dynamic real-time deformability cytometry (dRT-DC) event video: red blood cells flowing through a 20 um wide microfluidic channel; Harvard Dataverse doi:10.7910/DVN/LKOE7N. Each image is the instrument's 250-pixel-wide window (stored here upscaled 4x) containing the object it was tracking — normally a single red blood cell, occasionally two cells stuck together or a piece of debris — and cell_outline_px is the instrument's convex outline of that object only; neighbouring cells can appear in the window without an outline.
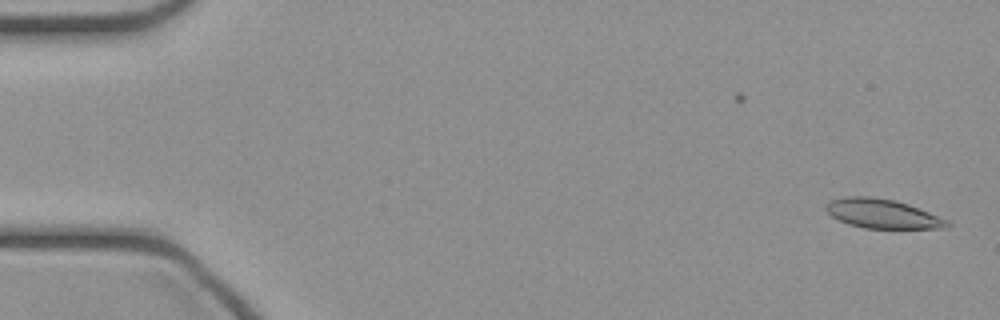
{"species": "common noctule bat (a hibernating species)", "species_latin": "Nyctalus noctula", "temperature_condition": "cold", "stored_images_in_passage": 46, "camera_frame_rate_fps": 3000, "um_per_image_px": 0.085, "animal": {"sex": "female", "body_mass_g": 21.9}, "frame": {"image": 1, "passage_image": 1, "time_ms": 0.0, "image_size_px": [1000, 320], "cell_outline_px": [[952, 224], [948, 228], [864, 228], [848, 224], [832, 216], [824, 208], [832, 200], [844, 196], [872, 196], [896, 200], [908, 204], [948, 220]], "centroid_in_image_um": [75.02, 18.16], "position_along_channel_um": 10.0, "area_um2": 20.58}}
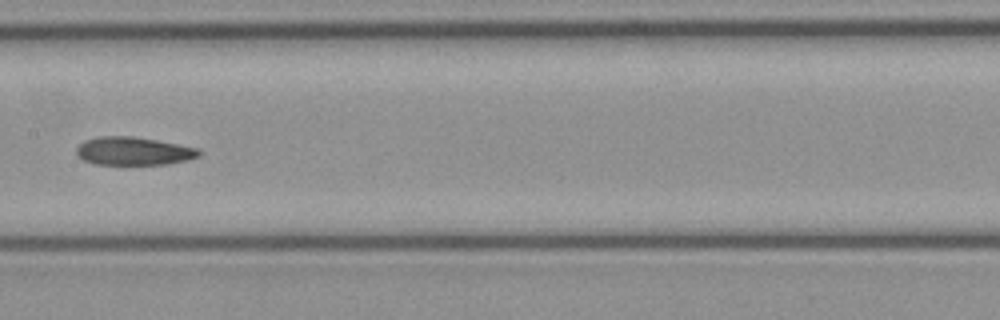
{"frame": {"image": 2, "passage_image": 23, "time_ms": 7.333, "image_size_px": [1000, 320], "cell_outline_px": [[200, 156], [188, 160], [168, 164], [96, 164], [84, 160], [76, 156], [76, 148], [84, 140], [100, 136], [132, 136], [156, 140], [200, 148]], "centroid_in_image_um": [11.35, 12.84], "position_along_channel_um": 196.0, "area_um2": 20.17}}
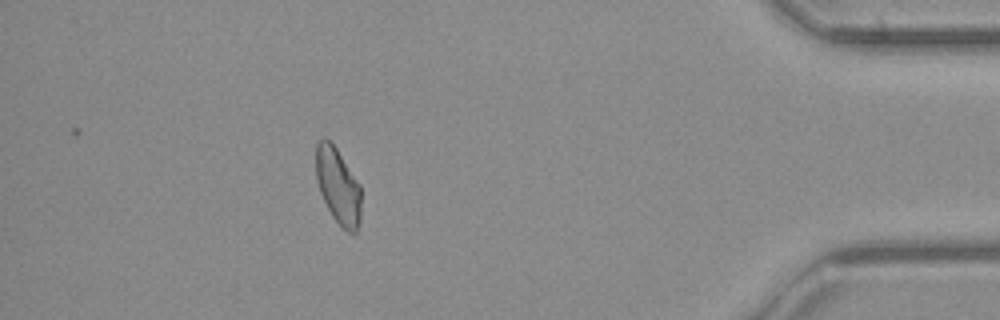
{"frame": {"image": 3, "passage_image": 41, "time_ms": 13.333, "image_size_px": [1000, 320], "cell_outline_px": [[360, 220], [356, 232], [348, 232], [340, 228], [332, 216], [320, 192], [316, 180], [316, 140], [324, 136], [336, 148], [360, 184]], "centroid_in_image_um": [28.71, 15.81], "position_along_channel_um": 406.5, "area_um2": 20.06}}